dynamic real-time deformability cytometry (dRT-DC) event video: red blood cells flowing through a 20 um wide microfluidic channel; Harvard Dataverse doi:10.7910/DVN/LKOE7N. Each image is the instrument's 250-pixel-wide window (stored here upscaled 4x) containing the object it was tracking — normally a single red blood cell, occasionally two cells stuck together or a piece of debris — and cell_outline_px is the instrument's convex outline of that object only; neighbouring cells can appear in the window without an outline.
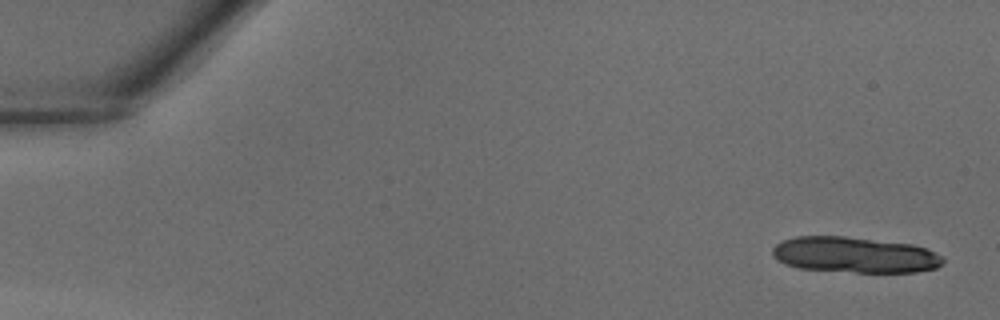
{"species": "common noctule bat (a hibernating species)", "species_latin": "Nyctalus noctula", "temperature_condition": "warm", "stored_images_in_passage": 12, "camera_frame_rate_fps": 3000, "um_per_image_px": 0.085, "animal": {"sex": "male", "body_mass_g": 18.8}, "frame": {"image": 1, "passage_image": 2, "time_ms": 0.333, "image_size_px": [1000, 320], "cell_outline_px": [[944, 260], [936, 268], [916, 272], [856, 272], [800, 268], [784, 264], [776, 260], [772, 256], [772, 248], [776, 244], [784, 240], [796, 236], [844, 236], [912, 244], [924, 248], [944, 256]], "centroid_in_image_um": [72.62, 21.66], "position_along_channel_um": 12.4, "area_um2": 35.55}}